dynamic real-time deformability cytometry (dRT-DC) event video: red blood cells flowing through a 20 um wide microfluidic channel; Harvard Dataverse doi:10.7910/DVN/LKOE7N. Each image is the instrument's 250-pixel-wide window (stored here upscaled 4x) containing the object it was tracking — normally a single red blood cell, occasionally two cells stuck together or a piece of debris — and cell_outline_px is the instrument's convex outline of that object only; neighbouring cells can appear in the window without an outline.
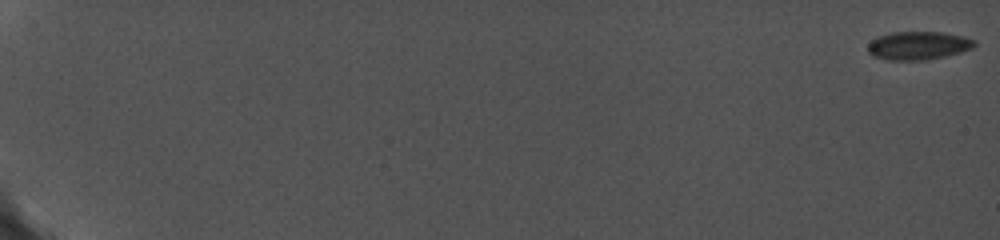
{"species": "common noctule bat (a hibernating species)", "species_latin": "Nyctalus noctula", "temperature_condition": "cold", "stored_images_in_passage": 14, "camera_frame_rate_fps": 5000, "um_per_image_px": 0.085, "animal": {"sex": "female", "body_mass_g": 19.0, "forearm_length_mm": 56.7}, "frame": {"image": 1, "passage_image": 1, "time_ms": 0.0, "image_size_px": [1000, 240], "cell_outline_px": [[976, 44], [972, 48], [960, 52], [944, 56], [924, 60], [888, 60], [872, 56], [868, 52], [868, 44], [876, 36], [892, 32], [940, 32], [964, 36], [976, 40]], "centroid_in_image_um": [78.03, 3.87], "position_along_channel_um": 7.0, "area_um2": 17.63}}
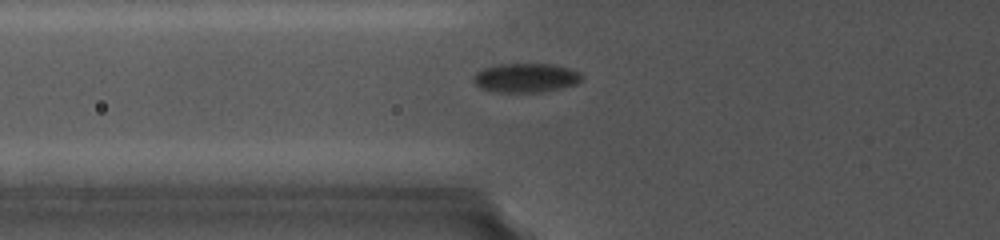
{"frame": {"image": 2, "passage_image": 10, "time_ms": 8.2, "image_size_px": [1000, 240], "cell_outline_px": [[580, 80], [572, 84], [556, 88], [532, 92], [500, 92], [484, 88], [476, 84], [476, 72], [484, 68], [500, 64], [548, 64], [568, 68], [576, 72], [580, 76]], "centroid_in_image_um": [44.64, 6.6], "position_along_channel_um": 81.2, "area_um2": 17.34}}
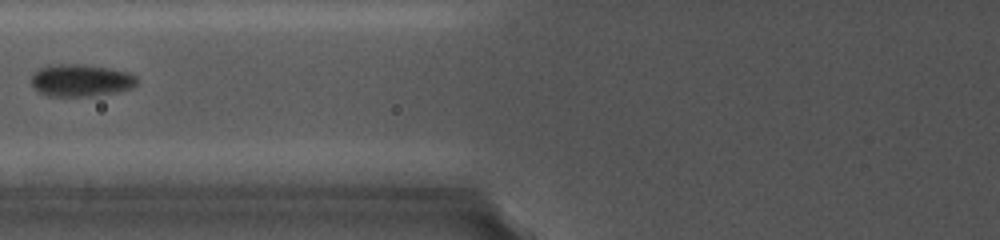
{"frame": {"image": 3, "passage_image": 11, "time_ms": 9.2, "image_size_px": [1000, 240], "cell_outline_px": [[136, 84], [128, 88], [112, 92], [80, 96], [52, 96], [40, 92], [32, 84], [32, 76], [40, 68], [48, 64], [80, 64], [108, 68], [128, 72], [136, 76]], "centroid_in_image_um": [6.84, 6.8], "position_along_channel_um": 119.0, "area_um2": 19.25}}